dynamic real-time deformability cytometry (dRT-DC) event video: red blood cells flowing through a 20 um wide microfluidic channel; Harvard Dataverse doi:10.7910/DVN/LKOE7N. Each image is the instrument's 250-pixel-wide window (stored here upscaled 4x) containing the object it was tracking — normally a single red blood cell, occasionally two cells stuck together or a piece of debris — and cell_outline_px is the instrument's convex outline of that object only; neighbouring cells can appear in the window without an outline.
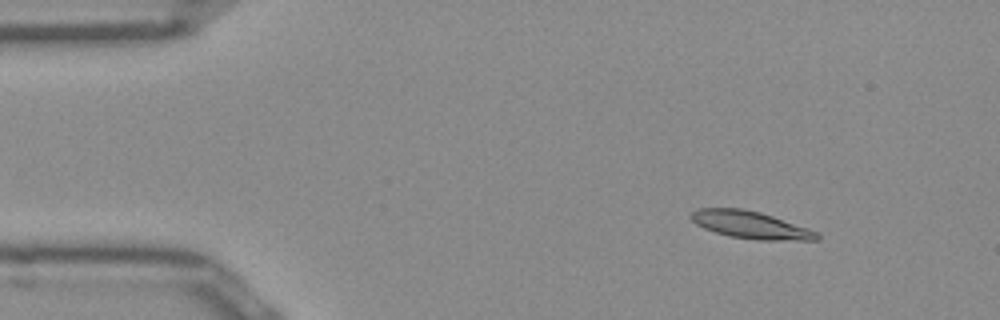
{"species": "Egyptian fruit bat (a non-hibernating species)", "species_latin": "Rousettus aegyptiacus", "temperature_condition": "room temperature", "stored_images_in_passage": 51, "camera_frame_rate_fps": 3000, "um_per_image_px": 0.085, "frame": {"image": 1, "passage_image": 6, "time_ms": 1.667, "image_size_px": [1000, 320], "cell_outline_px": [[820, 236], [816, 240], [760, 240], [732, 236], [716, 232], [704, 228], [696, 224], [688, 216], [696, 208], [744, 208], [760, 212], [772, 216], [816, 232]], "centroid_in_image_um": [63.72, 19.1], "position_along_channel_um": 21.3, "area_um2": 19.71}}
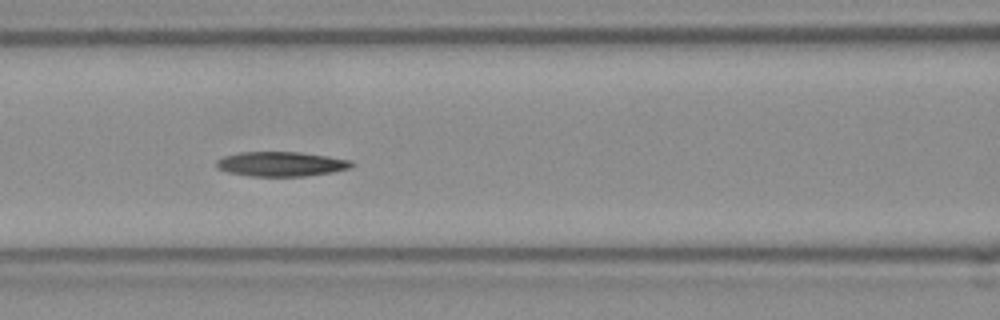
{"frame": {"image": 2, "passage_image": 21, "time_ms": 6.667, "image_size_px": [1000, 320], "cell_outline_px": [[356, 164], [352, 168], [332, 172], [304, 176], [248, 176], [228, 172], [216, 168], [216, 160], [224, 156], [240, 152], [300, 152], [328, 156], [352, 160]], "centroid_in_image_um": [23.92, 13.94], "position_along_channel_um": 142.7, "area_um2": 19.59}}
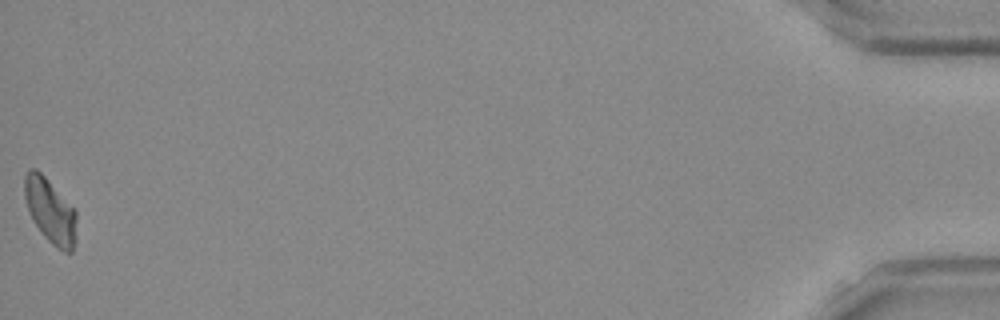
{"frame": {"image": 3, "passage_image": 51, "time_ms": 16.667, "image_size_px": [1000, 320], "cell_outline_px": [[76, 240], [72, 252], [64, 252], [56, 248], [44, 236], [32, 220], [24, 196], [24, 176], [28, 168], [36, 168], [76, 208]], "centroid_in_image_um": [4.29, 17.92], "position_along_channel_um": 430.9, "area_um2": 19.88}}